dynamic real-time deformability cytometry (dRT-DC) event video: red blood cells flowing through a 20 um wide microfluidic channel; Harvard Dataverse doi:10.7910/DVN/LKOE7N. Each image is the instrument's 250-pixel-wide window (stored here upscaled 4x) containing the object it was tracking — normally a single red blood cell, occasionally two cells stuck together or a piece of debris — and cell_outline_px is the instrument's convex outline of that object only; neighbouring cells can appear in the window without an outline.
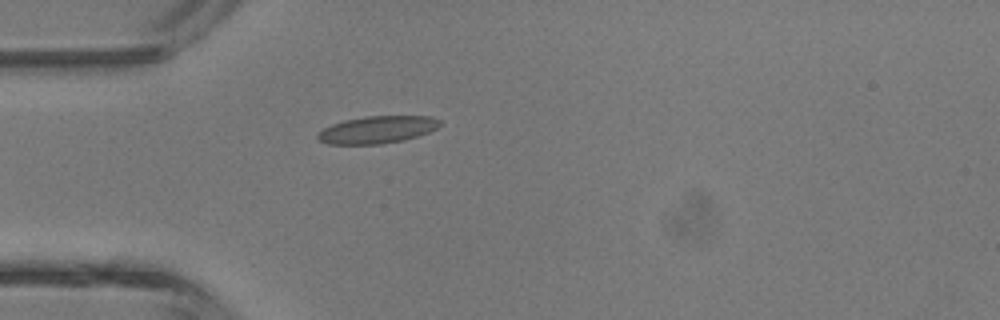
{"species": "common noctule bat (a hibernating species)", "species_latin": "Nyctalus noctula", "temperature_condition": "room temperature", "stored_images_in_passage": 1, "camera_frame_rate_fps": 3000, "um_per_image_px": 0.085, "animal": {"sex": "male", "body_mass_g": 13.3}, "frame": {"image": 1, "passage_image": 1, "time_ms": 0.0, "image_size_px": [1000, 320], "cell_outline_px": [[440, 124], [436, 128], [428, 132], [404, 140], [380, 144], [328, 144], [316, 140], [316, 136], [324, 128], [332, 124], [344, 120], [364, 116], [432, 116], [440, 120]], "centroid_in_image_um": [32.04, 11.02], "position_along_channel_um": 53.0, "area_um2": 19.42}}